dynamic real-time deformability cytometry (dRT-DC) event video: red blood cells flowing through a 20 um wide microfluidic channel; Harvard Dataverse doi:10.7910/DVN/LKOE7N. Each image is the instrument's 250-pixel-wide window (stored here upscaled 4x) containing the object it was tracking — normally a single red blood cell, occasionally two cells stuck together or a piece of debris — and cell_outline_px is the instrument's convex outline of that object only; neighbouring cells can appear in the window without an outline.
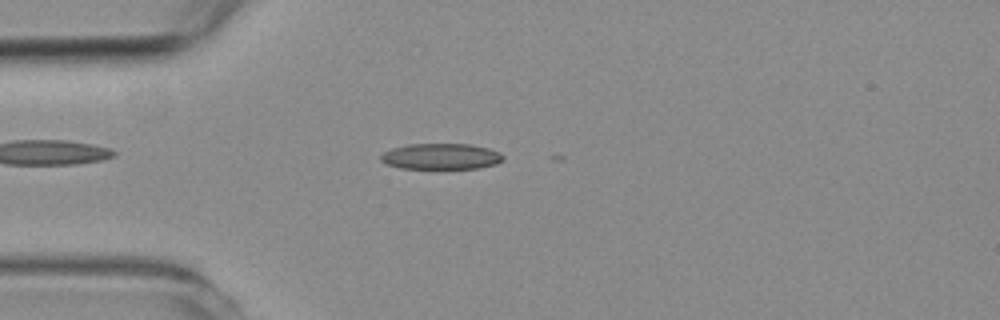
{"species": "common noctule bat (a hibernating species)", "species_latin": "Nyctalus noctula", "temperature_condition": "room temperature", "stored_images_in_passage": 16, "camera_frame_rate_fps": 3000, "um_per_image_px": 0.085, "animal": {"sex": "female", "body_mass_g": 19.3, "forearm_length_mm": 54.1}, "frame": {"image": 1, "passage_image": 7, "time_ms": 2.0, "image_size_px": [1000, 320], "cell_outline_px": [[504, 160], [496, 164], [476, 168], [400, 168], [388, 164], [380, 160], [380, 156], [384, 152], [392, 148], [408, 144], [468, 144], [488, 148], [500, 152], [504, 156]], "centroid_in_image_um": [37.5, 13.29], "position_along_channel_um": 47.5, "area_um2": 18.38}}
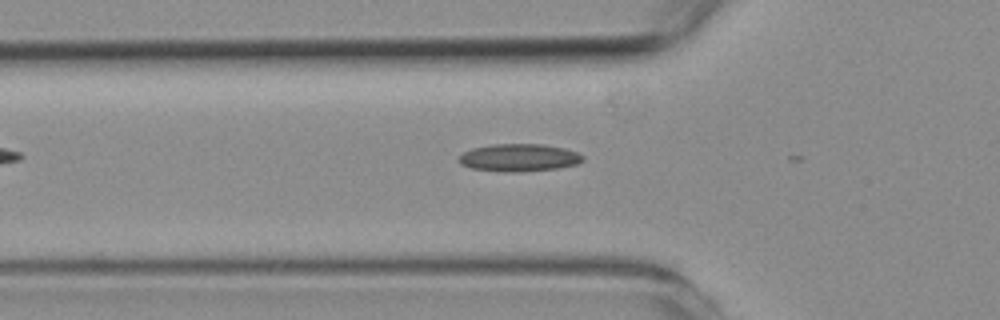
{"frame": {"image": 2, "passage_image": 11, "time_ms": 3.333, "image_size_px": [1000, 320], "cell_outline_px": [[584, 160], [576, 164], [556, 168], [516, 172], [508, 172], [472, 168], [460, 164], [456, 160], [456, 156], [472, 148], [492, 144], [544, 144], [564, 148], [576, 152], [584, 156]], "centroid_in_image_um": [44.07, 13.39], "position_along_channel_um": 81.7, "area_um2": 19.94}}
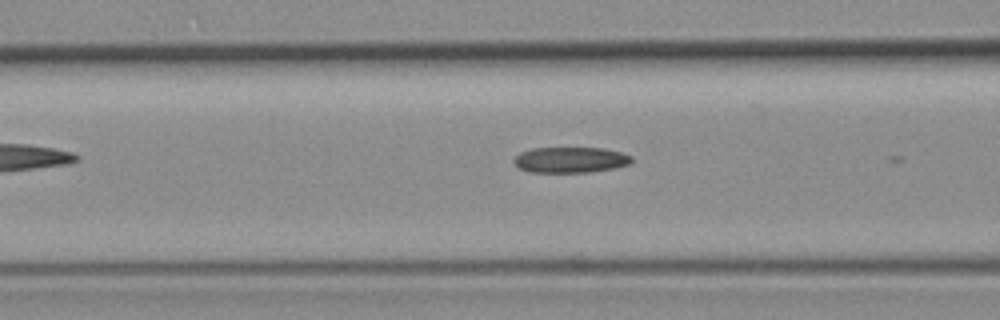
{"frame": {"image": 3, "passage_image": 14, "time_ms": 4.333, "image_size_px": [1000, 320], "cell_outline_px": [[632, 164], [592, 172], [528, 172], [520, 168], [512, 160], [520, 152], [532, 148], [604, 148], [620, 152], [632, 156]], "centroid_in_image_um": [48.5, 13.59], "position_along_channel_um": 118.1, "area_um2": 17.69}}